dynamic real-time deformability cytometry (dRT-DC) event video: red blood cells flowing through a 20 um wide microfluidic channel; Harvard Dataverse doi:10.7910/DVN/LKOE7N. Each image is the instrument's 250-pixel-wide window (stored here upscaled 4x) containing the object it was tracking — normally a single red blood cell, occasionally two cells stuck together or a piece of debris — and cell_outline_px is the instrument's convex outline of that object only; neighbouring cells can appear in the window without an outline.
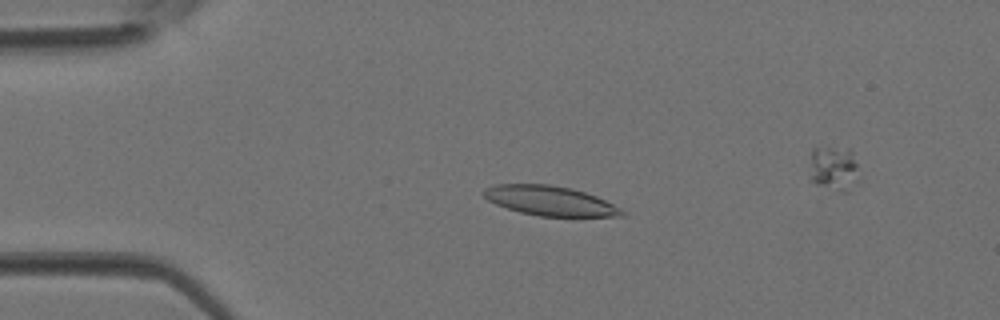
{"species": "Egyptian fruit bat (a non-hibernating species)", "species_latin": "Rousettus aegyptiacus", "temperature_condition": "room temperature", "stored_images_in_passage": 4, "camera_frame_rate_fps": 3000, "um_per_image_px": 0.085, "animal": {"sex": "female"}, "frame": {"image": 1, "passage_image": 3, "time_ms": 0.667, "image_size_px": [1000, 320], "cell_outline_px": [[628, 212], [624, 216], [540, 216], [520, 212], [496, 204], [488, 200], [480, 192], [484, 188], [496, 184], [548, 184], [572, 188], [596, 196]], "centroid_in_image_um": [46.73, 17.06], "position_along_channel_um": 38.3, "area_um2": 23.81}}